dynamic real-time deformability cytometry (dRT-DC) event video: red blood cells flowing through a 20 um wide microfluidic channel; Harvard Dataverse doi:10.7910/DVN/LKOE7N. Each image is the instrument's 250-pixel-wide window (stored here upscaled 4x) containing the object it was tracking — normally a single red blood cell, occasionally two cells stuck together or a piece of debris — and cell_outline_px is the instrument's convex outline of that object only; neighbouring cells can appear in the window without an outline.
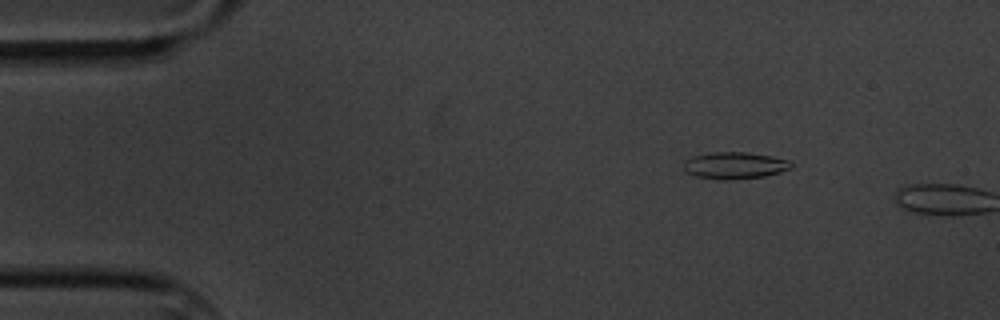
{"species": "common noctule bat (a hibernating species)", "species_latin": "Nyctalus noctula", "temperature_condition": "cold", "stored_images_in_passage": 3, "camera_frame_rate_fps": 3000, "um_per_image_px": 0.085, "animal": {"sex": "male", "body_mass_g": 20.1, "forearm_length_mm": 53.5}, "frame": {"image": 1, "passage_image": 2, "time_ms": 1.333, "image_size_px": [1000, 320], "cell_outline_px": [[792, 168], [780, 172], [764, 176], [728, 180], [724, 180], [696, 176], [688, 172], [684, 168], [684, 160], [692, 156], [712, 152], [748, 152], [772, 156], [788, 160], [792, 164]], "centroid_in_image_um": [62.46, 14.05], "position_along_channel_um": 22.5, "area_um2": 16.76}}